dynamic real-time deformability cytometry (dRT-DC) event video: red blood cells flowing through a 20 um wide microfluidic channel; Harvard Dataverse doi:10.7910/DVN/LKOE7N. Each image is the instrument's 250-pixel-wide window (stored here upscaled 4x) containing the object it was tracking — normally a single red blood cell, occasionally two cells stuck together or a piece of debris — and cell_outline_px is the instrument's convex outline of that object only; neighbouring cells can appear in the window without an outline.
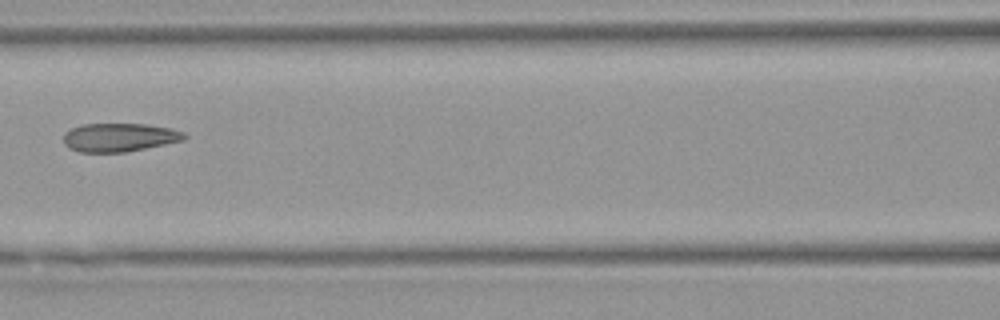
{"species": "Egyptian fruit bat (a non-hibernating species)", "species_latin": "Rousettus aegyptiacus", "temperature_condition": "warm", "stored_images_in_passage": 4, "camera_frame_rate_fps": 3000, "um_per_image_px": 0.085, "animal": {"sex": "female"}, "frame": {"image": 1, "passage_image": 3, "time_ms": 2.333, "image_size_px": [1000, 320], "cell_outline_px": [[188, 136], [184, 140], [124, 152], [80, 152], [68, 148], [64, 144], [64, 132], [80, 124], [148, 124], [172, 128], [184, 132]], "centroid_in_image_um": [10.14, 11.67], "position_along_channel_um": 156.5, "area_um2": 20.11}}
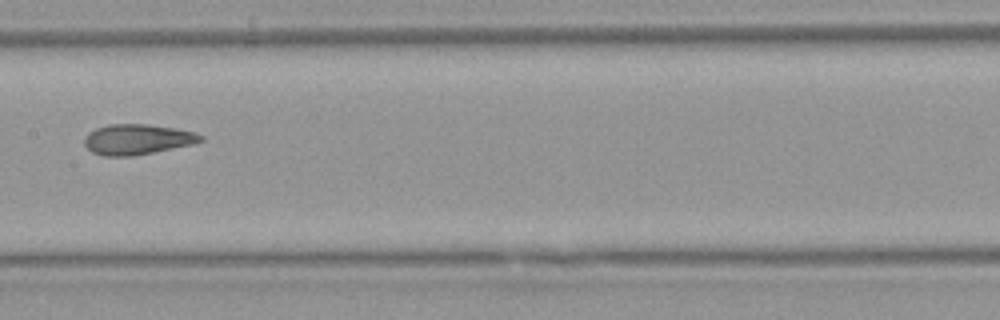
{"frame": {"image": 2, "passage_image": 4, "time_ms": 3.333, "image_size_px": [1000, 320], "cell_outline_px": [[204, 140], [192, 144], [132, 156], [104, 156], [92, 152], [84, 144], [84, 136], [88, 132], [96, 128], [108, 124], [148, 124], [196, 132], [204, 136]], "centroid_in_image_um": [11.64, 11.84], "position_along_channel_um": 195.8, "area_um2": 20.52}}